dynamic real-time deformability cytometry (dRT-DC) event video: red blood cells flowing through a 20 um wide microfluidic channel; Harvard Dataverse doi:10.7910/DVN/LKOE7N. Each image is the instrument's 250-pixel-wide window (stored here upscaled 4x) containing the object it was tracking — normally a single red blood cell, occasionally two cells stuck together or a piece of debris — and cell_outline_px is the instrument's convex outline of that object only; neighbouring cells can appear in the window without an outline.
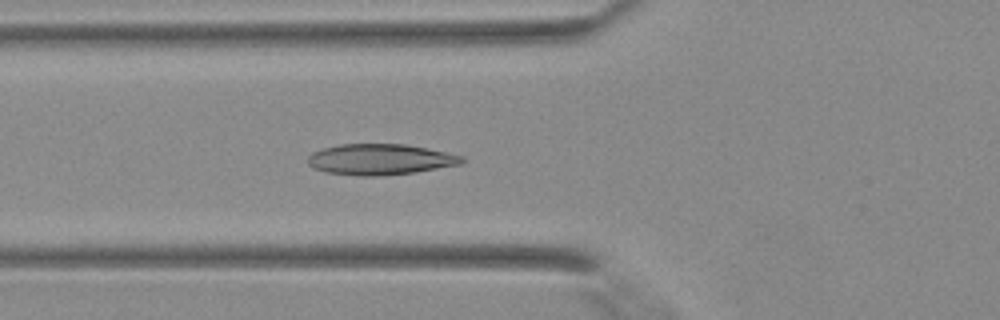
{"species": "Egyptian fruit bat (a non-hibernating species)", "species_latin": "Rousettus aegyptiacus", "temperature_condition": "warm", "stored_images_in_passage": 28, "camera_frame_rate_fps": 3000, "um_per_image_px": 0.085, "animal": {"sex": "female"}, "frame": {"image": 1, "passage_image": 4, "time_ms": 1.0, "image_size_px": [1000, 320], "cell_outline_px": [[464, 160], [460, 164], [416, 172], [376, 176], [360, 176], [328, 172], [316, 168], [308, 164], [308, 156], [312, 152], [324, 148], [340, 144], [404, 144], [464, 156]], "centroid_in_image_um": [32.3, 13.55], "position_along_channel_um": 93.5, "area_um2": 27.34}}
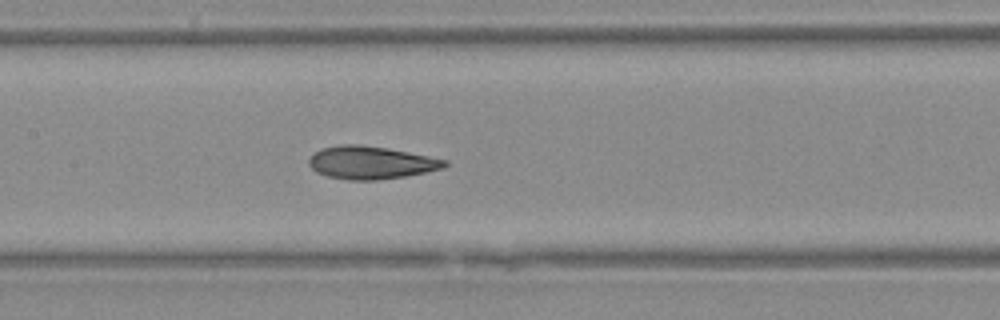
{"frame": {"image": 2, "passage_image": 9, "time_ms": 2.667, "image_size_px": [1000, 320], "cell_outline_px": [[448, 164], [444, 168], [404, 176], [376, 180], [348, 180], [328, 176], [316, 172], [308, 164], [308, 160], [320, 148], [340, 144], [360, 144], [388, 148], [448, 160]], "centroid_in_image_um": [31.51, 13.81], "position_along_channel_um": 175.9, "area_um2": 25.89}}
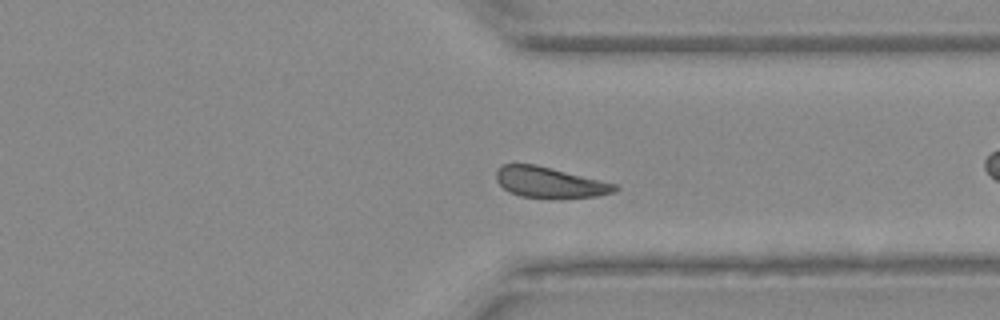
{"frame": {"image": 3, "passage_image": 18, "time_ms": 5.667, "image_size_px": [1000, 320], "cell_outline_px": [[620, 188], [616, 192], [596, 196], [560, 200], [556, 200], [520, 196], [508, 192], [496, 180], [496, 172], [500, 164], [536, 164], [616, 184]], "centroid_in_image_um": [46.73, 15.54], "position_along_channel_um": 364.7, "area_um2": 21.79}}